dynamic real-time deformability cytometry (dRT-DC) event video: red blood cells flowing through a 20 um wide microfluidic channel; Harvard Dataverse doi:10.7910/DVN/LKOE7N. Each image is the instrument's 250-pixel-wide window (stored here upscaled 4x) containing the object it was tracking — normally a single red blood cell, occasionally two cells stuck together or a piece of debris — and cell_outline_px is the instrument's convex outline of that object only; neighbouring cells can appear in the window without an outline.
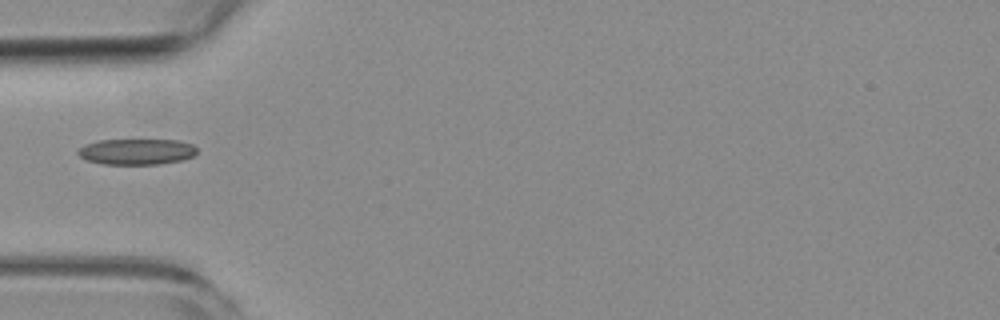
{"species": "common noctule bat (a hibernating species)", "species_latin": "Nyctalus noctula", "temperature_condition": "room temperature", "stored_images_in_passage": 10, "camera_frame_rate_fps": 3000, "um_per_image_px": 0.085, "animal": {"sex": "female", "body_mass_g": 19.3, "forearm_length_mm": 54.1}, "frame": {"image": 1, "passage_image": 1, "time_ms": 0.0, "image_size_px": [1000, 320], "cell_outline_px": [[196, 152], [192, 156], [180, 160], [156, 164], [100, 164], [88, 160], [80, 156], [76, 152], [84, 144], [100, 140], [176, 140], [192, 144], [196, 148]], "centroid_in_image_um": [11.57, 12.89], "position_along_channel_um": 73.4, "area_um2": 17.74}}
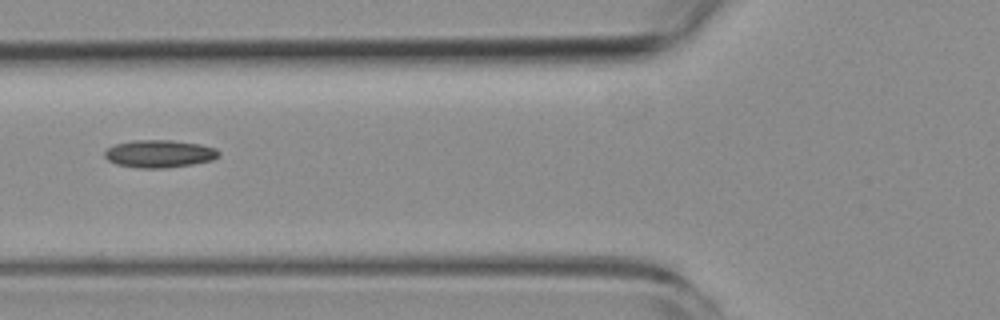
{"frame": {"image": 2, "passage_image": 4, "time_ms": 1.0, "image_size_px": [1000, 320], "cell_outline_px": [[220, 156], [212, 160], [192, 164], [164, 168], [140, 168], [116, 164], [108, 160], [104, 156], [104, 152], [108, 148], [116, 144], [132, 140], [172, 140], [200, 144], [216, 148], [220, 152]], "centroid_in_image_um": [13.56, 13.06], "position_along_channel_um": 112.2, "area_um2": 18.38}}
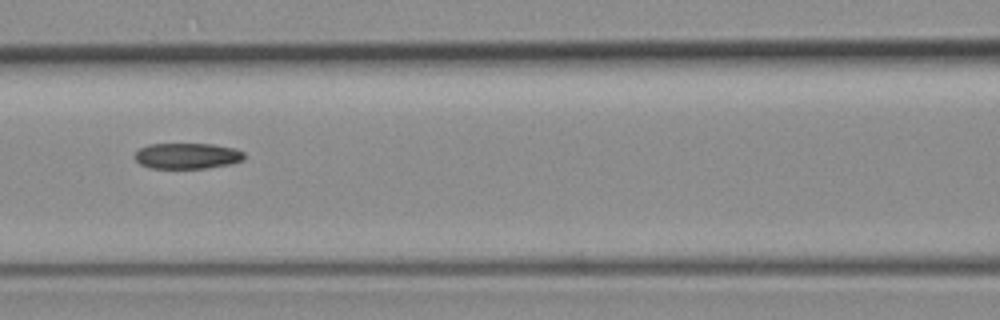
{"frame": {"image": 3, "passage_image": 7, "time_ms": 2.0, "image_size_px": [1000, 320], "cell_outline_px": [[244, 160], [232, 164], [208, 168], [152, 168], [140, 164], [136, 160], [136, 152], [140, 148], [148, 144], [212, 144], [236, 148], [244, 152]], "centroid_in_image_um": [15.96, 13.25], "position_along_channel_um": 150.6, "area_um2": 16.53}}